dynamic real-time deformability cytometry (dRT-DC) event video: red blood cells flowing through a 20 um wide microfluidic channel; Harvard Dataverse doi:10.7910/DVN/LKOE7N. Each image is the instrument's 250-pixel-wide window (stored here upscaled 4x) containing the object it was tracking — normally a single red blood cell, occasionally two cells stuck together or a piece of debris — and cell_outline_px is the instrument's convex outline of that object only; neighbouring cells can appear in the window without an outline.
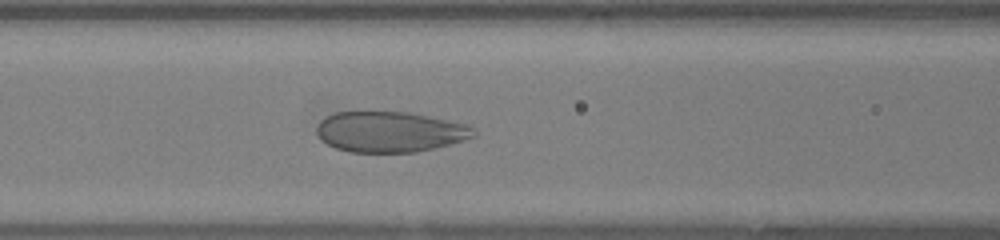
{"species": "human", "species_latin": "Homo sapiens", "temperature_condition": "warm", "stored_images_in_passage": 28, "camera_frame_rate_fps": 3000, "um_per_image_px": 0.085, "donor": {"sex": "female"}, "frame": {"image": 1, "passage_image": 7, "time_ms": 2.0, "image_size_px": [1000, 240], "cell_outline_px": [[476, 136], [464, 140], [416, 152], [348, 152], [336, 148], [320, 140], [316, 132], [316, 124], [324, 116], [336, 112], [412, 112], [468, 124], [476, 128]], "centroid_in_image_um": [33.13, 11.19], "position_along_channel_um": 133.5, "area_um2": 37.51}}
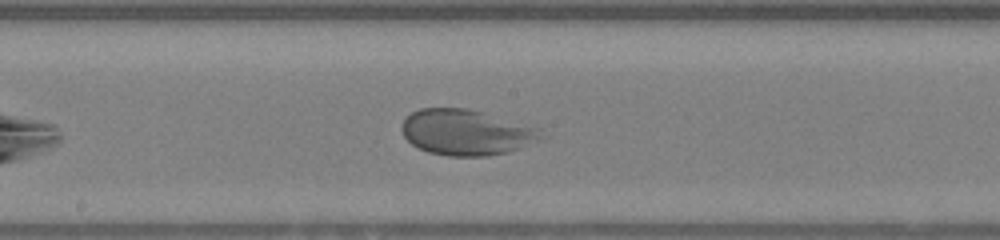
{"frame": {"image": 2, "passage_image": 12, "time_ms": 3.667, "image_size_px": [1000, 240], "cell_outline_px": [[548, 136], [520, 148], [488, 156], [448, 156], [428, 152], [412, 144], [404, 136], [400, 128], [404, 120], [412, 112], [420, 108], [468, 108], [540, 128]], "centroid_in_image_um": [39.65, 11.25], "position_along_channel_um": 208.5, "area_um2": 37.11}}
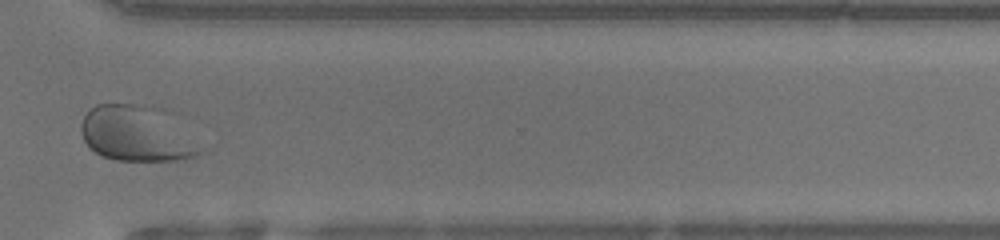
{"frame": {"image": 3, "passage_image": 22, "time_ms": 7.0, "image_size_px": [1000, 240], "cell_outline_px": [[208, 148], [204, 152], [196, 156], [176, 160], [116, 160], [100, 156], [88, 148], [80, 132], [80, 124], [88, 108], [96, 104], [152, 104], [168, 108]], "centroid_in_image_um": [11.75, 11.32], "position_along_channel_um": 358.9, "area_um2": 40.81}}